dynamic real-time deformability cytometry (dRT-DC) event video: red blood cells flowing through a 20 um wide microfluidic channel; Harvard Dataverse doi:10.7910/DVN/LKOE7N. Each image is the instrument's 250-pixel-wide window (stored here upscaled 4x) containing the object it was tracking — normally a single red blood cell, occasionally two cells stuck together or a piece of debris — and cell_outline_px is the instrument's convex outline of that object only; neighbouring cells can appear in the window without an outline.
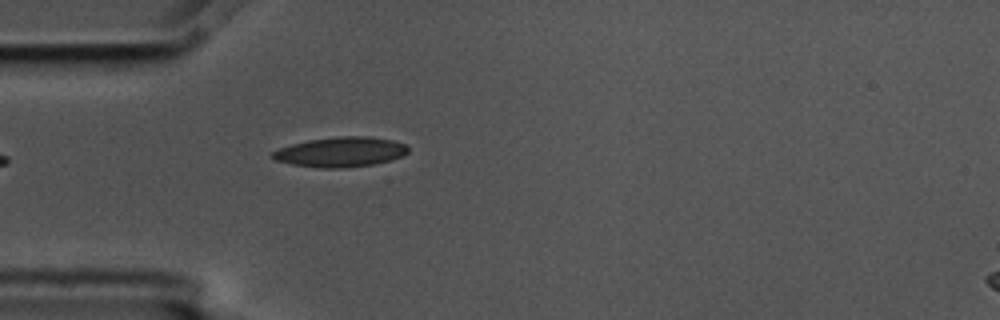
{"species": "common noctule bat (a hibernating species)", "species_latin": "Nyctalus noctula", "temperature_condition": "cold", "stored_images_in_passage": 3, "camera_frame_rate_fps": 3000, "um_per_image_px": 0.085, "animal": {"sex": "male", "body_mass_g": 17.5, "forearm_length_mm": 52.3}, "frame": {"image": 1, "passage_image": 3, "time_ms": 0.667, "image_size_px": [1000, 320], "cell_outline_px": [[408, 152], [404, 156], [372, 164], [344, 168], [320, 168], [292, 164], [276, 160], [272, 156], [272, 152], [280, 148], [292, 144], [308, 140], [336, 136], [368, 136], [392, 140], [404, 144], [408, 148]], "centroid_in_image_um": [28.96, 12.91], "position_along_channel_um": 56.0, "area_um2": 23.47}}